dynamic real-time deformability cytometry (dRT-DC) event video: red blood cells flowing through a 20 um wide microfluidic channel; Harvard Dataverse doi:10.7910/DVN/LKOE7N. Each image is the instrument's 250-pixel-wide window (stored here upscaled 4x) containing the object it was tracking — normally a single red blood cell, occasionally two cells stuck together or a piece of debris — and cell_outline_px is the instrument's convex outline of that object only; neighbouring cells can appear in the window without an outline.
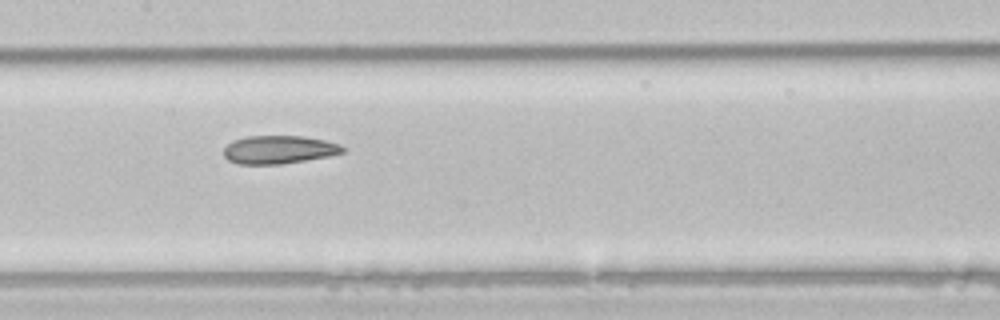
{"species": "common noctule bat (a hibernating species)", "species_latin": "Nyctalus noctula", "temperature_condition": "room temperature", "stored_images_in_passage": 8, "camera_frame_rate_fps": 3000, "um_per_image_px": 0.085, "animal": {"sex": "male", "body_mass_g": 21.5, "forearm_length_mm": 52.0}, "frame": {"image": 1, "passage_image": 7, "time_ms": 2.0, "image_size_px": [1000, 320], "cell_outline_px": [[348, 148], [344, 152], [328, 156], [280, 164], [236, 164], [228, 160], [224, 156], [224, 148], [232, 140], [244, 136], [304, 136], [324, 140], [340, 144]], "centroid_in_image_um": [23.7, 12.71], "position_along_channel_um": 183.7, "area_um2": 19.65}}
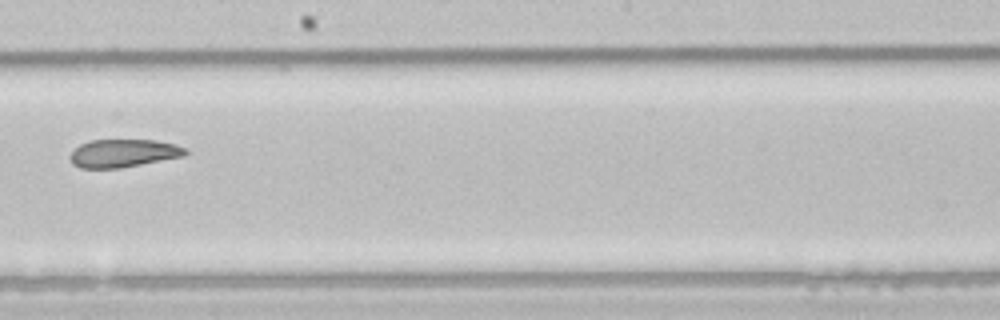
{"frame": {"image": 2, "passage_image": 8, "time_ms": 2.333, "image_size_px": [1000, 320], "cell_outline_px": [[188, 152], [184, 156], [120, 168], [80, 168], [72, 164], [72, 152], [80, 144], [88, 140], [156, 140], [176, 144], [188, 148]], "centroid_in_image_um": [10.53, 13.01], "position_along_channel_um": 237.7, "area_um2": 18.79}}